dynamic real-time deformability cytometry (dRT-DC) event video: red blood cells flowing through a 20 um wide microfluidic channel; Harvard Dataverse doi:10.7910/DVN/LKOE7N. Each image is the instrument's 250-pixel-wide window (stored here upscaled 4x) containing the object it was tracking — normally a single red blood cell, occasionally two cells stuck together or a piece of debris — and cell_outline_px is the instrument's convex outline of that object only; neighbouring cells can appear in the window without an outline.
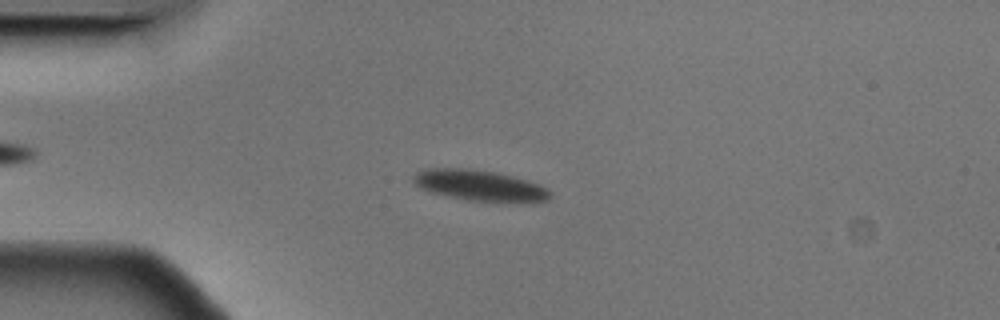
{"species": "Egyptian fruit bat (a non-hibernating species)", "species_latin": "Rousettus aegyptiacus", "temperature_condition": "cold", "stored_images_in_passage": 47, "camera_frame_rate_fps": 3000, "um_per_image_px": 0.085, "animal": {"sex": "male"}, "frame": {"image": 1, "passage_image": 12, "time_ms": 3.667, "image_size_px": [1000, 320], "cell_outline_px": [[552, 196], [548, 200], [536, 204], [532, 204], [468, 200], [448, 196], [432, 192], [416, 184], [412, 180], [412, 176], [416, 172], [428, 168], [464, 168], [492, 172], [512, 176], [548, 188], [552, 192]], "centroid_in_image_um": [40.87, 15.8], "position_along_channel_um": 44.1, "area_um2": 24.74}}
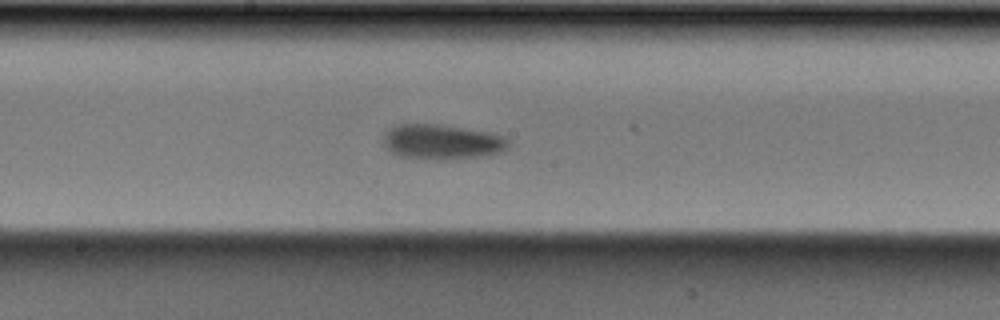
{"frame": {"image": 2, "passage_image": 28, "time_ms": 9.0, "image_size_px": [1000, 320], "cell_outline_px": [[512, 144], [508, 148], [500, 152], [480, 156], [400, 156], [392, 152], [384, 144], [384, 132], [388, 128], [396, 124], [440, 124], [492, 132], [504, 136], [512, 140]], "centroid_in_image_um": [37.63, 11.98], "position_along_channel_um": 210.6, "area_um2": 24.62}}
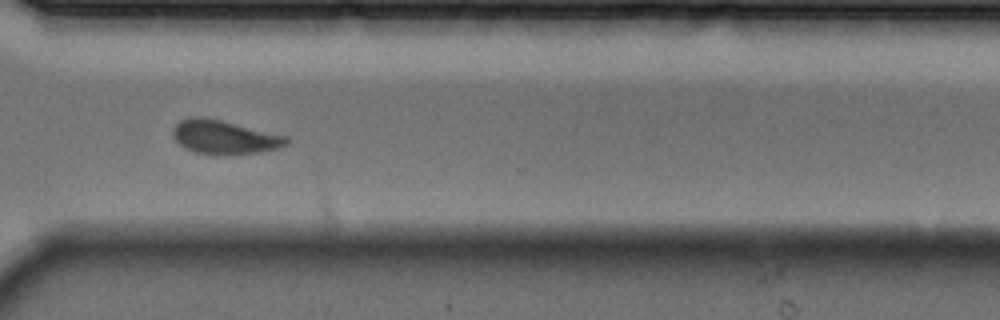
{"frame": {"image": 3, "passage_image": 40, "time_ms": 13.0, "image_size_px": [1000, 320], "cell_outline_px": [[288, 144], [280, 148], [260, 152], [224, 156], [196, 152], [184, 148], [172, 136], [172, 128], [180, 120], [192, 116], [200, 116], [220, 120], [288, 136]], "centroid_in_image_um": [19.06, 11.67], "position_along_channel_um": 351.5, "area_um2": 22.6}, "authors_computed_cell_mechanics": {"area_um2": 23.1778, "velocity_mm_per_s": 3.5295, "shape_relaxation_time_tau1_ms": 3.0804, "shape_relaxation_time_tau2_ms": 11.0952, "deformation_change_tau1": 0.1036, "deformation_change_tau2": 0.1778}}